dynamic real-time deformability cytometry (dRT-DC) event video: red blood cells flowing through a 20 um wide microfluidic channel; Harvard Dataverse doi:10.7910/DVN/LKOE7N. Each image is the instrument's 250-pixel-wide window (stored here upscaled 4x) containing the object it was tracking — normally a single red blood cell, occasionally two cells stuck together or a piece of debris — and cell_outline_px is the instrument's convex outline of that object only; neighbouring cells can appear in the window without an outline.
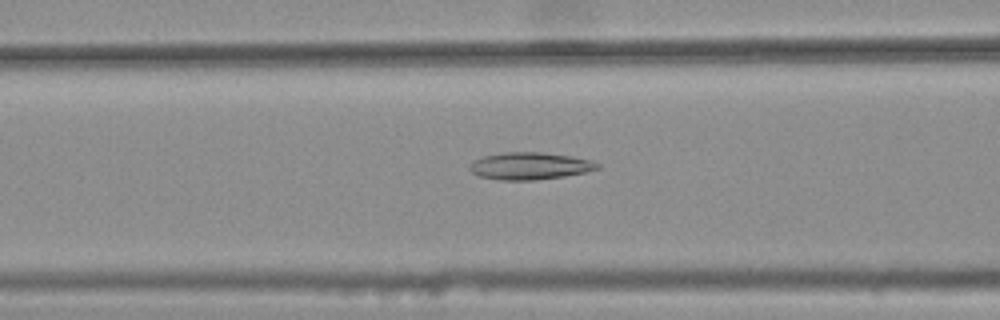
{"species": "common noctule bat (a hibernating species)", "species_latin": "Nyctalus noctula", "temperature_condition": "warm", "stored_images_in_passage": 47, "camera_frame_rate_fps": 3000, "um_per_image_px": 0.085, "animal": {"sex": "female", "body_mass_g": 25.1}, "frame": {"image": 1, "passage_image": 21, "time_ms": 6.667, "image_size_px": [1000, 320], "cell_outline_px": [[600, 168], [584, 172], [564, 176], [536, 180], [500, 180], [480, 176], [472, 172], [468, 168], [476, 160], [484, 156], [504, 152], [540, 152], [572, 156], [592, 160], [600, 164]], "centroid_in_image_um": [45.07, 14.1], "position_along_channel_um": 121.5, "area_um2": 20.11}}
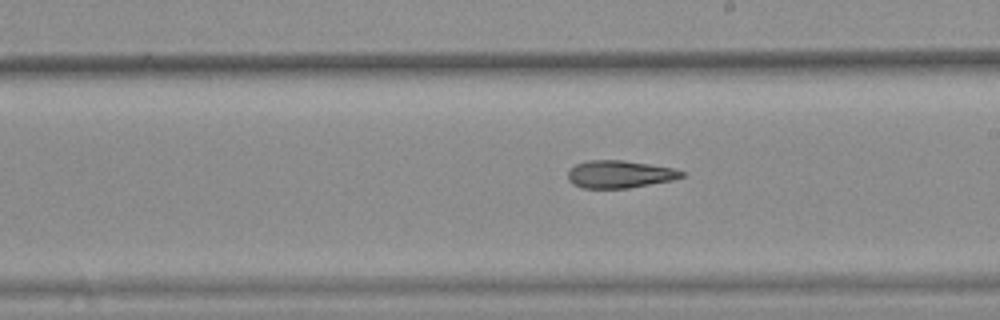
{"frame": {"image": 2, "passage_image": 30, "time_ms": 9.667, "image_size_px": [1000, 320], "cell_outline_px": [[684, 176], [672, 180], [628, 188], [584, 188], [572, 184], [568, 180], [568, 168], [576, 164], [588, 160], [624, 160], [672, 168], [684, 172]], "centroid_in_image_um": [52.62, 14.8], "position_along_channel_um": 236.4, "area_um2": 18.21}}
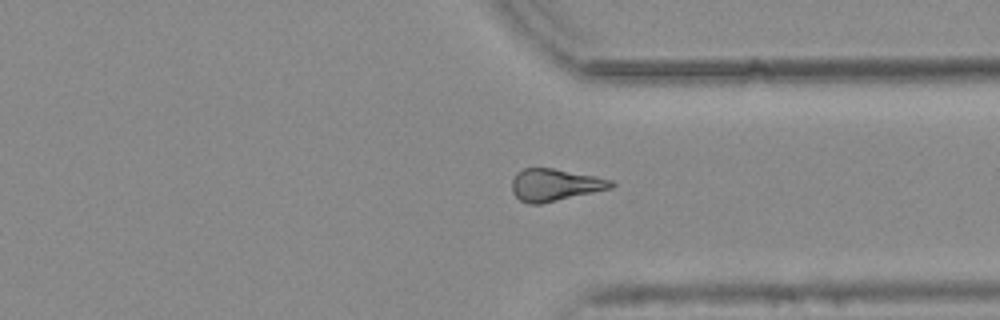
{"frame": {"image": 3, "passage_image": 40, "time_ms": 13.0, "image_size_px": [1000, 320], "cell_outline_px": [[616, 184], [612, 188], [540, 204], [528, 204], [520, 200], [512, 192], [512, 180], [516, 172], [524, 168], [552, 168], [596, 176], [612, 180]], "centroid_in_image_um": [47.16, 15.71], "position_along_channel_um": 364.2, "area_um2": 18.61}, "authors_computed_cell_mechanics": {"area_um2": 18.7272, "velocity_mm_per_s": 3.8325, "shape_relaxation_time_tau1_ms": null, "shape_relaxation_time_tau2_ms": 7.4673, "deformation_change_tau1": null, "deformation_change_tau2": 0.1961}}